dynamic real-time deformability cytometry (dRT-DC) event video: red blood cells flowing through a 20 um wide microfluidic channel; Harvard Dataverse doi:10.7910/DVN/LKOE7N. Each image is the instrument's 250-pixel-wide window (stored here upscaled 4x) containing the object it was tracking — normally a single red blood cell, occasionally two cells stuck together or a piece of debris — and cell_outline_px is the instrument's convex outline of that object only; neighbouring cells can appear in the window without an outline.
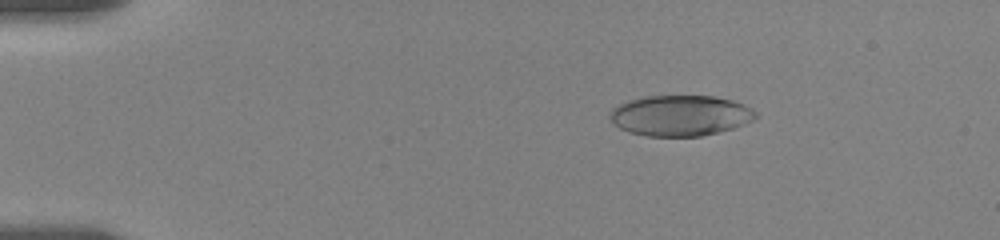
{"species": "human", "species_latin": "Homo sapiens", "temperature_condition": "room temperature", "stored_images_in_passage": 57, "camera_frame_rate_fps": 3000, "um_per_image_px": 0.085, "donor": {"sex": "female"}, "frame": {"image": 1, "passage_image": 10, "time_ms": 3.0, "image_size_px": [1000, 240], "cell_outline_px": [[756, 120], [732, 128], [700, 136], [648, 136], [628, 132], [620, 128], [608, 116], [608, 112], [612, 108], [628, 100], [644, 96], [712, 96], [732, 100], [744, 104], [752, 108], [756, 112]], "centroid_in_image_um": [57.82, 9.81], "position_along_channel_um": 27.2, "area_um2": 34.56}}
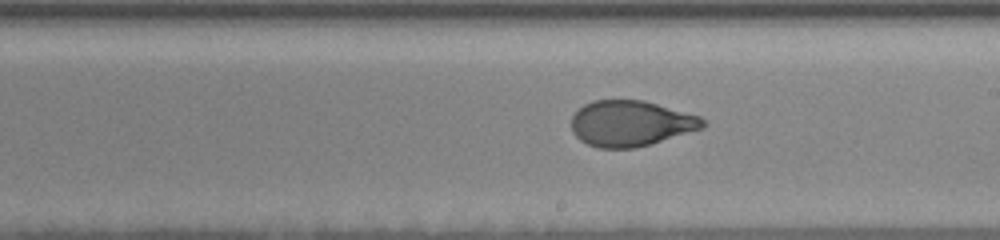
{"frame": {"image": 2, "passage_image": 34, "time_ms": 11.0, "image_size_px": [1000, 240], "cell_outline_px": [[708, 124], [704, 128], [652, 144], [636, 148], [596, 148], [580, 140], [572, 132], [572, 116], [584, 104], [592, 100], [644, 100], [700, 116], [708, 120]], "centroid_in_image_um": [53.65, 10.5], "position_along_channel_um": 235.3, "area_um2": 35.37}}
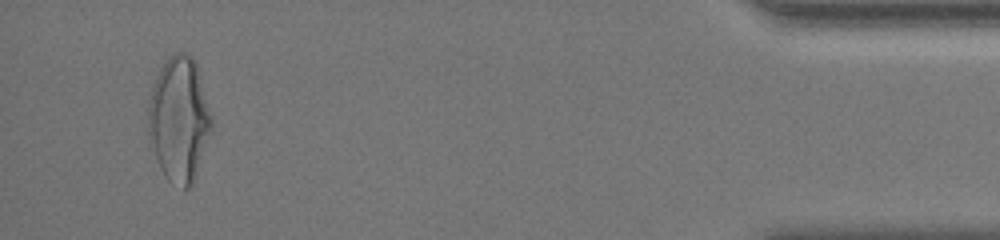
{"frame": {"image": 3, "passage_image": 55, "time_ms": 18.0, "image_size_px": [1000, 240], "cell_outline_px": [[212, 124], [196, 176], [192, 184], [188, 188], [184, 188], [168, 180], [164, 176], [160, 168], [148, 132], [148, 100], [152, 84], [160, 68], [168, 56], [172, 52], [184, 52], [192, 56], [196, 60], [212, 120]], "centroid_in_image_um": [15.2, 10.08], "position_along_channel_um": 420.0, "area_um2": 45.84}, "authors_computed_cell_mechanics": {"area_um2": 36.2984, "velocity_mm_per_s": 3.5519, "shape_relaxation_time_tau1_ms": 5.7202, "shape_relaxation_time_tau2_ms": 1.0421, "deformation_change_tau1": 0.2008, "deformation_change_tau2": 0.066}}